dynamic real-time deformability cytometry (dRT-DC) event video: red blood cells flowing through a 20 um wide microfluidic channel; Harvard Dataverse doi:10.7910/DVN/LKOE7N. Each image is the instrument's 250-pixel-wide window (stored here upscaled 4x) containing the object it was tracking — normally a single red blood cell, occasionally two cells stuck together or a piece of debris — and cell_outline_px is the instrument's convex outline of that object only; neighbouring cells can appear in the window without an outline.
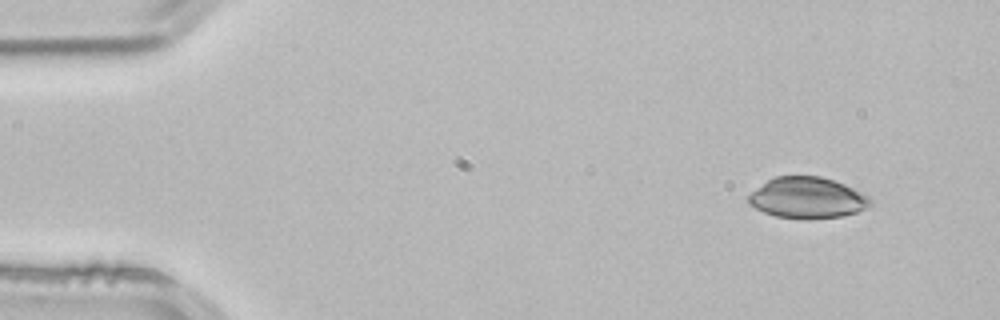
{"species": "common noctule bat (a hibernating species)", "species_latin": "Nyctalus noctula", "temperature_condition": "room temperature", "stored_images_in_passage": 3, "camera_frame_rate_fps": 3000, "um_per_image_px": 0.085, "animal": {"sex": "male", "body_mass_g": 21.5, "forearm_length_mm": 52.0}, "frame": {"image": 1, "passage_image": 1, "time_ms": 0.0, "image_size_px": [1000, 320], "cell_outline_px": [[872, 204], [856, 212], [844, 216], [808, 220], [776, 216], [764, 212], [748, 204], [748, 196], [752, 192], [768, 180], [776, 176], [820, 176], [844, 184], [868, 196], [872, 200]], "centroid_in_image_um": [68.62, 16.83], "position_along_channel_um": 16.4, "area_um2": 29.07}}